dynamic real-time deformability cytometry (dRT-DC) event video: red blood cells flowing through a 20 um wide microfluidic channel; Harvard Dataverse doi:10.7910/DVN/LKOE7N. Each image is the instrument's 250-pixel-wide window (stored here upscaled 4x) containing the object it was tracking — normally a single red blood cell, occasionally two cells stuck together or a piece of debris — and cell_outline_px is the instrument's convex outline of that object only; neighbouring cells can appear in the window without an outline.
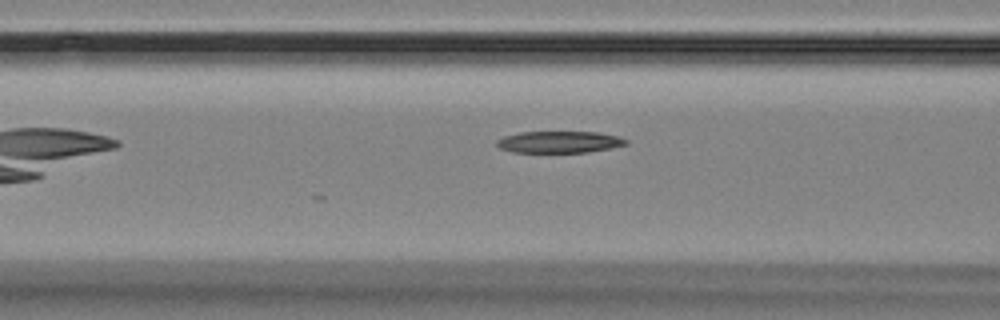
{"species": "Egyptian fruit bat (a non-hibernating species)", "species_latin": "Rousettus aegyptiacus", "temperature_condition": "room temperature", "stored_images_in_passage": 8, "camera_frame_rate_fps": 3000, "um_per_image_px": 0.085, "animal": {"sex": "female"}, "frame": {"image": 1, "passage_image": 7, "time_ms": 8.667, "image_size_px": [1000, 320], "cell_outline_px": [[628, 144], [588, 152], [512, 152], [500, 148], [496, 144], [496, 140], [504, 136], [520, 132], [596, 132], [620, 136], [628, 140]], "centroid_in_image_um": [47.54, 12.06], "position_along_channel_um": 119.1, "area_um2": 16.3}}